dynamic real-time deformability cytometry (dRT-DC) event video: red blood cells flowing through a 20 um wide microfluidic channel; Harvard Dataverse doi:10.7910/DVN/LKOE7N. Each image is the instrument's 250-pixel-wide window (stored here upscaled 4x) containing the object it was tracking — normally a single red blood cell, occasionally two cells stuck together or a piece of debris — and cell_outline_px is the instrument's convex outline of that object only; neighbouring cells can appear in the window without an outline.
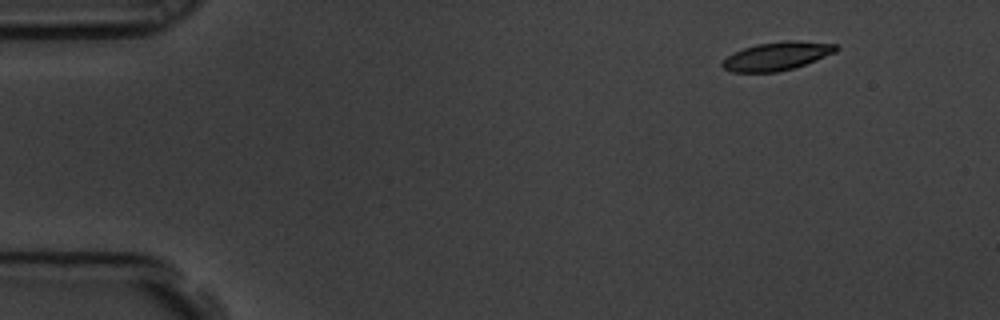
{"species": "common noctule bat (a hibernating species)", "species_latin": "Nyctalus noctula", "temperature_condition": "room temperature", "stored_images_in_passage": 2, "camera_frame_rate_fps": 3000, "um_per_image_px": 0.085, "animal": {"sex": "male", "body_mass_g": 19.5, "forearm_length_mm": 54.6}, "frame": {"image": 1, "passage_image": 2, "time_ms": 0.333, "image_size_px": [1000, 320], "cell_outline_px": [[840, 48], [836, 52], [816, 60], [792, 68], [776, 72], [732, 72], [724, 68], [720, 64], [732, 52], [756, 44], [788, 40], [796, 40], [836, 44]], "centroid_in_image_um": [66.04, 4.76], "position_along_channel_um": 19.0, "area_um2": 18.73}}